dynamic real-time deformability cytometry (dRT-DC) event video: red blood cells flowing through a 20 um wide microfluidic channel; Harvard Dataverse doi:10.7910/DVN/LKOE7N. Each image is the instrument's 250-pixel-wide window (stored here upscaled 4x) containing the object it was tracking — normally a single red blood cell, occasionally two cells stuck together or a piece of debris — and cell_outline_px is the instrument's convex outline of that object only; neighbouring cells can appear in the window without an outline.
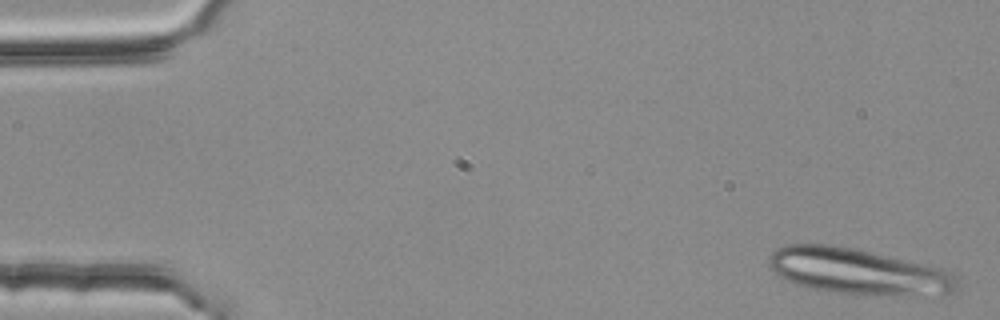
{"species": "common noctule bat (a hibernating species)", "species_latin": "Nyctalus noctula", "temperature_condition": "room temperature", "stored_images_in_passage": 5, "camera_frame_rate_fps": 3000, "um_per_image_px": 0.085, "animal": {"sex": "female", "body_mass_g": 25.1}, "frame": {"image": 1, "passage_image": 1, "time_ms": 0.0, "image_size_px": [1000, 320], "cell_outline_px": [[960, 288], [952, 292], [912, 296], [856, 296], [808, 288], [796, 284], [776, 276], [768, 268], [768, 256], [776, 248], [784, 244], [828, 244], [852, 248], [924, 264], [940, 268], [952, 272], [960, 280]], "centroid_in_image_um": [72.9, 23.1], "position_along_channel_um": 12.1, "area_um2": 51.44}}